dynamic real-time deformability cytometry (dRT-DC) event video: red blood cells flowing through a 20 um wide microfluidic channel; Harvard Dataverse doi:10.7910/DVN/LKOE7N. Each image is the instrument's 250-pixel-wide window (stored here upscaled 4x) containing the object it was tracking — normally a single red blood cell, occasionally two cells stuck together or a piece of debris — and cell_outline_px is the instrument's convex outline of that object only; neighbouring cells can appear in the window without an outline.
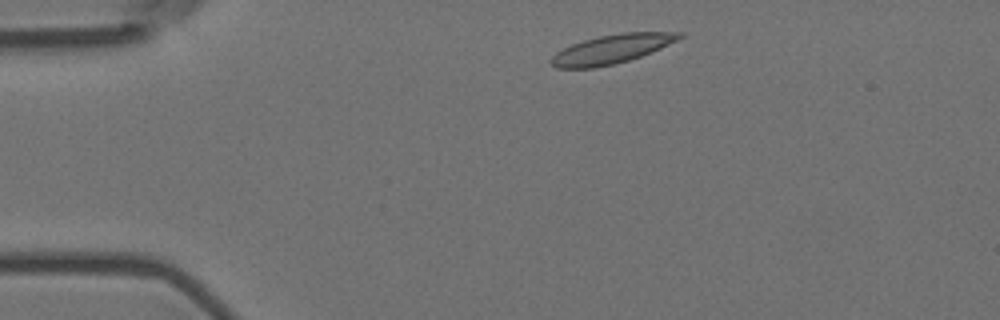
{"species": "Egyptian fruit bat (a non-hibernating species)", "species_latin": "Rousettus aegyptiacus", "temperature_condition": "room temperature", "stored_images_in_passage": 7, "camera_frame_rate_fps": 3000, "um_per_image_px": 0.085, "animal": {"sex": "female"}, "frame": {"image": 1, "passage_image": 1, "time_ms": 0.0, "image_size_px": [1000, 320], "cell_outline_px": [[684, 36], [660, 48], [640, 56], [628, 60], [612, 64], [592, 68], [556, 68], [548, 60], [556, 52], [572, 44], [584, 40], [600, 36], [624, 32], [684, 32]], "centroid_in_image_um": [51.97, 4.17], "position_along_channel_um": 33.0, "area_um2": 21.33}}
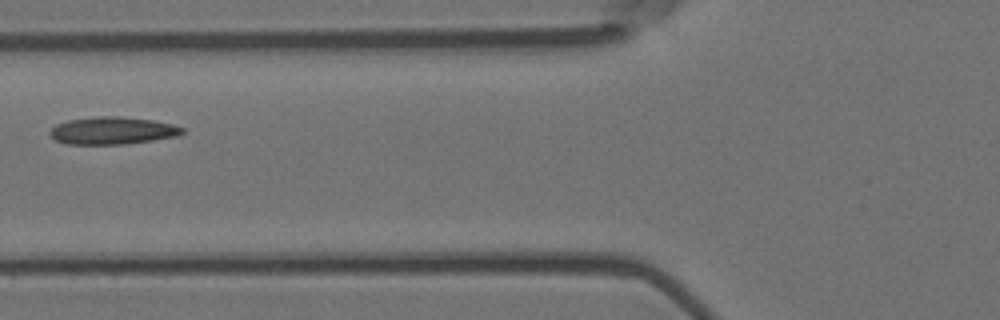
{"frame": {"image": 2, "passage_image": 4, "time_ms": 1.0, "image_size_px": [1000, 320], "cell_outline_px": [[188, 132], [176, 136], [152, 140], [124, 144], [68, 144], [56, 140], [48, 132], [56, 124], [68, 120], [100, 116], [120, 116], [152, 120], [172, 124], [184, 128]], "centroid_in_image_um": [9.59, 11.1], "position_along_channel_um": 116.2, "area_um2": 21.1}}
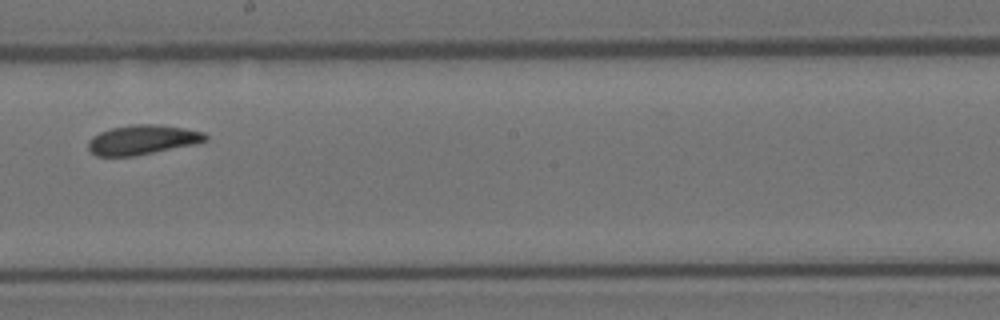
{"frame": {"image": 3, "passage_image": 7, "time_ms": 2.0, "image_size_px": [1000, 320], "cell_outline_px": [[208, 140], [196, 144], [132, 156], [96, 156], [88, 148], [88, 140], [92, 136], [100, 132], [112, 128], [136, 124], [160, 124], [184, 128], [204, 132], [208, 136]], "centroid_in_image_um": [12.12, 11.87], "position_along_channel_um": 236.1, "area_um2": 20.17}}